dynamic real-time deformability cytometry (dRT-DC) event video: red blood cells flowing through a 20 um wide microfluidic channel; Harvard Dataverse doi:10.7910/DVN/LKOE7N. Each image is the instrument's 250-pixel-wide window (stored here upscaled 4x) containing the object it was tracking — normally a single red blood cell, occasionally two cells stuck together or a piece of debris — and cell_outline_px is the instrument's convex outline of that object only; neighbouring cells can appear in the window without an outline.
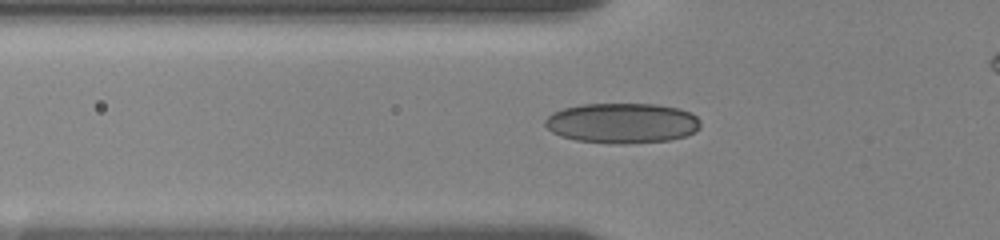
{"species": "human", "species_latin": "Homo sapiens", "temperature_condition": "room temperature", "stored_images_in_passage": 51, "camera_frame_rate_fps": 3000, "um_per_image_px": 0.085, "donor": {"sex": "female"}, "frame": {"image": 1, "passage_image": 25, "time_ms": 6.333, "image_size_px": [1000, 240], "cell_outline_px": [[700, 128], [684, 136], [668, 140], [624, 144], [616, 144], [576, 140], [560, 136], [552, 132], [544, 124], [544, 120], [552, 112], [564, 108], [580, 104], [656, 104], [680, 108], [692, 112], [700, 120]], "centroid_in_image_um": [52.88, 10.45], "position_along_channel_um": 72.9, "area_um2": 36.59}}
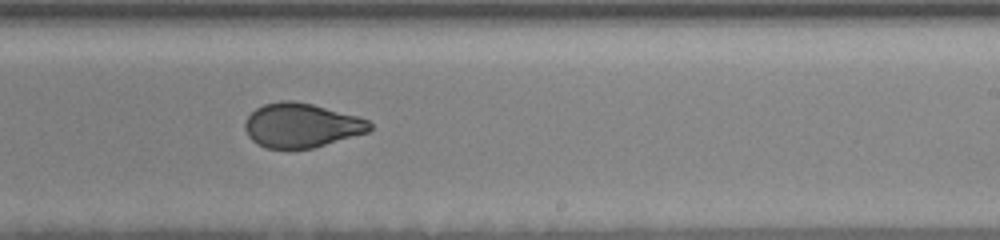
{"frame": {"image": 2, "passage_image": 38, "time_ms": 11.667, "image_size_px": [1000, 240], "cell_outline_px": [[372, 128], [368, 132], [312, 148], [264, 148], [256, 144], [248, 136], [244, 128], [244, 120], [256, 108], [264, 104], [280, 100], [292, 100], [312, 104], [356, 116], [368, 120], [372, 124]], "centroid_in_image_um": [25.58, 10.65], "position_along_channel_um": 263.4, "area_um2": 32.14}}
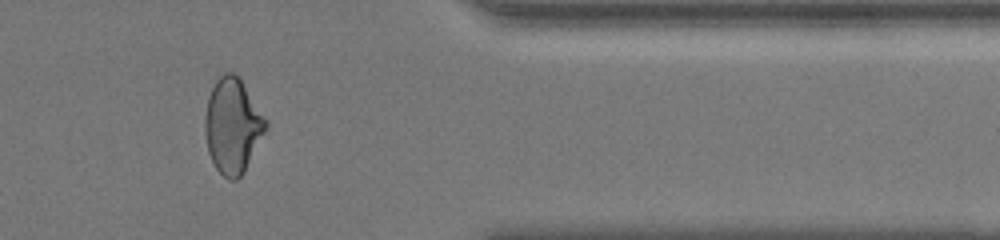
{"frame": {"image": 3, "passage_image": 50, "time_ms": 15.667, "image_size_px": [1000, 240], "cell_outline_px": [[268, 128], [244, 172], [236, 180], [228, 180], [216, 168], [208, 152], [204, 132], [204, 116], [208, 96], [216, 80], [224, 72], [232, 72], [240, 80], [268, 124]], "centroid_in_image_um": [19.74, 10.73], "position_along_channel_um": 391.7, "area_um2": 33.29}, "authors_computed_cell_mechanics": {"area_um2": 32.7148, "velocity_mm_per_s": 3.5587, "shape_relaxation_time_tau1_ms": 6.18, "shape_relaxation_time_tau2_ms": 0.7474, "deformation_change_tau1": 0.1542, "deformation_change_tau2": 0.0367}}